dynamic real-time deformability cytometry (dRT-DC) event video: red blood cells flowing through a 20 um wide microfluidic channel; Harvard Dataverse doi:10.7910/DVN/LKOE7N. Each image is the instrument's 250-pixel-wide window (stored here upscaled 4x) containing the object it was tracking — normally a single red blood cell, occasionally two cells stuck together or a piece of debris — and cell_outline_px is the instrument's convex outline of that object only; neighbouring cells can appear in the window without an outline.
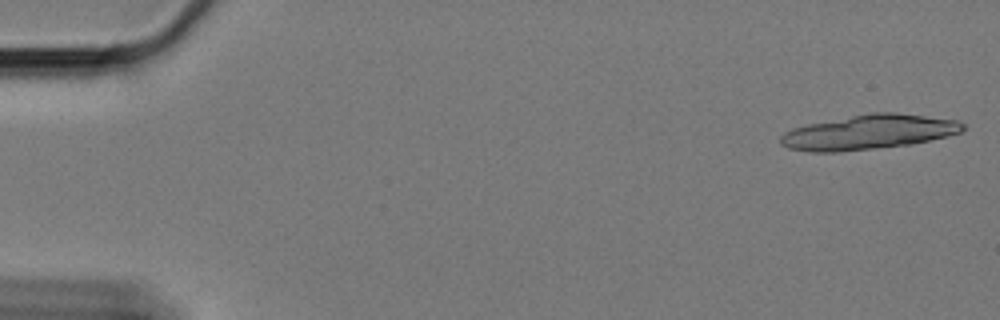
{"species": "Egyptian fruit bat (a non-hibernating species)", "species_latin": "Rousettus aegyptiacus", "temperature_condition": "cold", "stored_images_in_passage": 23, "camera_frame_rate_fps": 3000, "um_per_image_px": 0.085, "animal": {"sex": "female"}, "frame": {"image": 1, "passage_image": 1, "time_ms": 0.0, "image_size_px": [1000, 320], "cell_outline_px": [[964, 128], [960, 132], [948, 136], [912, 144], [836, 152], [812, 152], [788, 148], [780, 144], [780, 136], [784, 132], [792, 128], [808, 124], [872, 112], [896, 112], [956, 120], [964, 124]], "centroid_in_image_um": [73.82, 11.23], "position_along_channel_um": 11.2, "area_um2": 36.59}}